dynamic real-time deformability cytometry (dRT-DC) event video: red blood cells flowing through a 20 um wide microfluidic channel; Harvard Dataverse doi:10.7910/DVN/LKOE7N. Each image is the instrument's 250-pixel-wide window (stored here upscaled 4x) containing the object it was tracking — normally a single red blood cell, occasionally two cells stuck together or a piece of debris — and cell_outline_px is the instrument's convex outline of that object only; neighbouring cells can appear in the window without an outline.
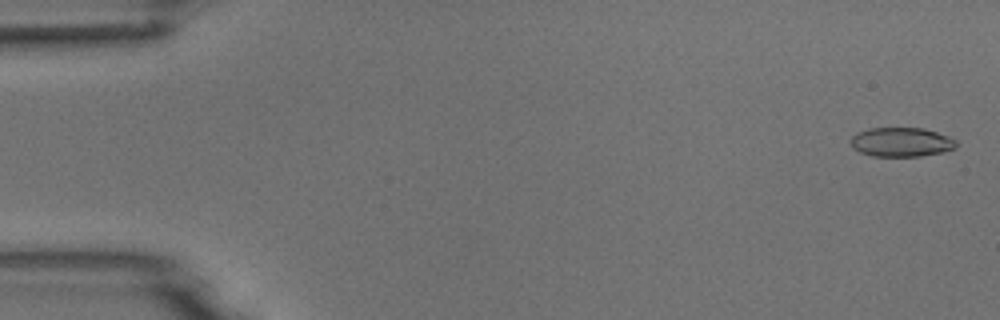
{"species": "common noctule bat (a hibernating species)", "species_latin": "Nyctalus noctula", "temperature_condition": "room temperature", "stored_images_in_passage": 4, "camera_frame_rate_fps": 3000, "um_per_image_px": 0.085, "animal": {"sex": "male", "body_mass_g": 18.8}, "frame": {"image": 1, "passage_image": 1, "time_ms": 0.0, "image_size_px": [1000, 320], "cell_outline_px": [[956, 148], [944, 152], [920, 156], [872, 156], [860, 152], [852, 148], [852, 136], [856, 132], [868, 128], [924, 128], [948, 136], [956, 140]], "centroid_in_image_um": [76.61, 12.08], "position_along_channel_um": 8.4, "area_um2": 18.03}}
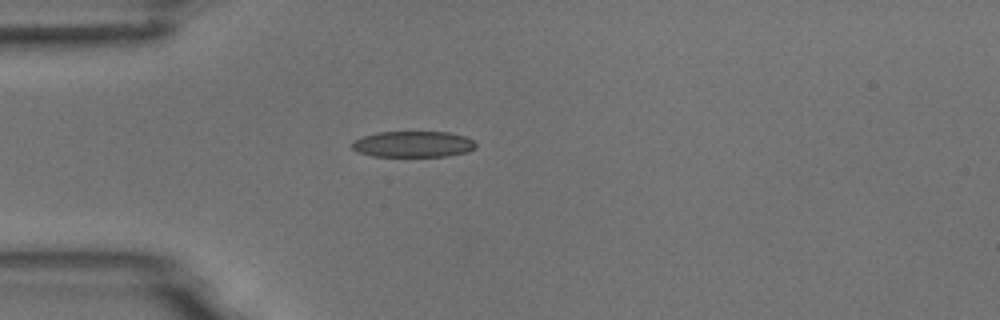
{"frame": {"image": 2, "passage_image": 4, "time_ms": 4.333, "image_size_px": [1000, 320], "cell_outline_px": [[476, 148], [468, 152], [448, 156], [372, 156], [356, 152], [352, 148], [352, 144], [356, 140], [364, 136], [376, 132], [448, 132], [464, 136], [472, 140], [476, 144]], "centroid_in_image_um": [35.13, 12.26], "position_along_channel_um": 49.9, "area_um2": 18.79}}